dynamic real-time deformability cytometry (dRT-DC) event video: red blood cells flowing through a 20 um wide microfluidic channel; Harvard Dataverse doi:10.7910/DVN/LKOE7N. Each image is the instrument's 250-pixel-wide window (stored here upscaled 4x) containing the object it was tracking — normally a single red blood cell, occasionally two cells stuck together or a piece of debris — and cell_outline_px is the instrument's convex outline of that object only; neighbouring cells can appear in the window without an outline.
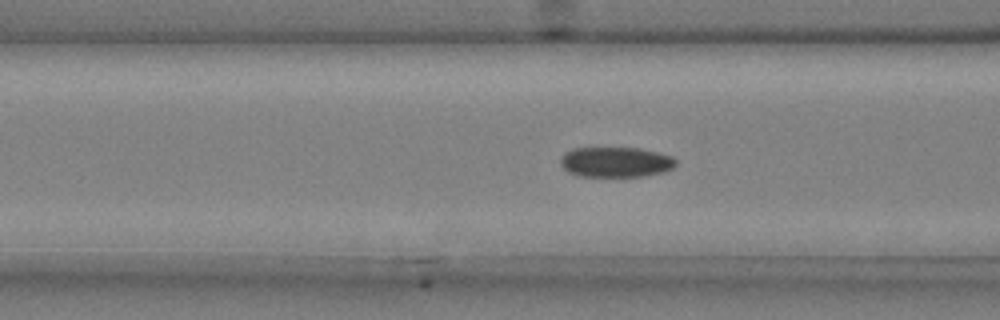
{"species": "common noctule bat (a hibernating species)", "species_latin": "Nyctalus noctula", "temperature_condition": "cold", "stored_images_in_passage": 47, "camera_frame_rate_fps": 3000, "um_per_image_px": 0.085, "animal": {"sex": "male", "body_mass_g": 20.4}, "frame": {"image": 1, "passage_image": 18, "time_ms": 5.667, "image_size_px": [1000, 320], "cell_outline_px": [[676, 164], [672, 168], [664, 172], [640, 176], [580, 176], [568, 172], [560, 164], [560, 160], [564, 152], [572, 148], [640, 148], [672, 156], [676, 160]], "centroid_in_image_um": [52.32, 13.77], "position_along_channel_um": 114.3, "area_um2": 20.29}}
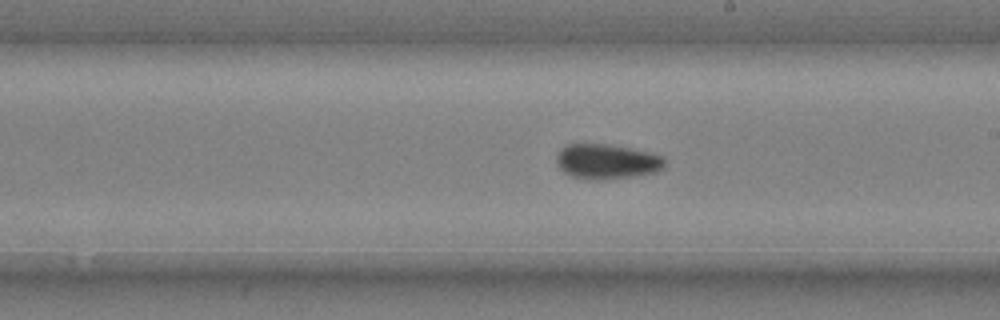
{"frame": {"image": 2, "passage_image": 28, "time_ms": 9.0, "image_size_px": [1000, 320], "cell_outline_px": [[664, 168], [656, 172], [636, 176], [600, 180], [588, 180], [572, 176], [564, 172], [560, 168], [556, 160], [556, 156], [560, 148], [568, 144], [608, 144], [632, 148], [664, 156]], "centroid_in_image_um": [51.58, 13.73], "position_along_channel_um": 237.4, "area_um2": 22.25}}
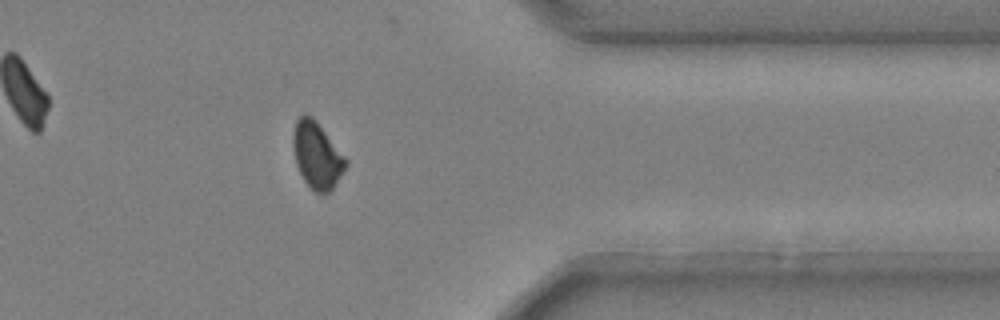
{"frame": {"image": 3, "passage_image": 41, "time_ms": 13.333, "image_size_px": [1000, 320], "cell_outline_px": [[348, 164], [332, 188], [328, 192], [316, 192], [304, 180], [296, 164], [292, 144], [292, 136], [296, 120], [304, 112], [312, 116], [316, 120], [348, 160]], "centroid_in_image_um": [26.92, 13.14], "position_along_channel_um": 384.5, "area_um2": 20.23}}